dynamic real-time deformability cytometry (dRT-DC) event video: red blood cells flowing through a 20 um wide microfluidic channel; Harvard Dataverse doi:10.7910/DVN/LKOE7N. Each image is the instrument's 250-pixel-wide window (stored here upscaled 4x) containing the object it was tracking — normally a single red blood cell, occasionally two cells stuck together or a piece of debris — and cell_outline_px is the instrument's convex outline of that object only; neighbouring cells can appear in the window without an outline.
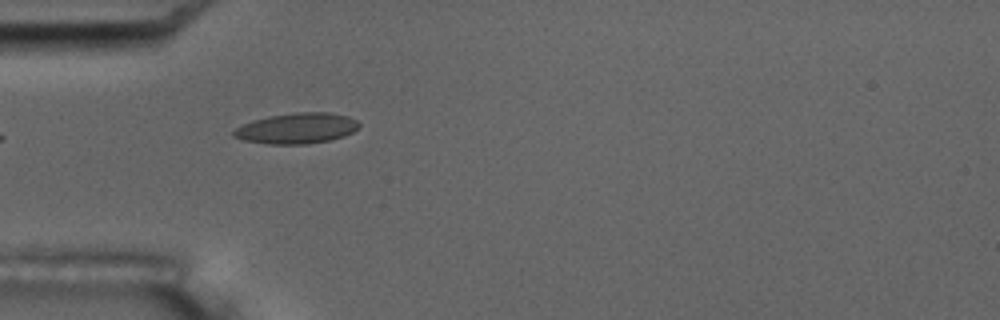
{"species": "common noctule bat (a hibernating species)", "species_latin": "Nyctalus noctula", "temperature_condition": "room temperature", "stored_images_in_passage": 6, "camera_frame_rate_fps": 3000, "um_per_image_px": 0.085, "animal": {"sex": "male", "body_mass_g": 17.5, "forearm_length_mm": 52.3}, "frame": {"image": 1, "passage_image": 5, "time_ms": 5.0, "image_size_px": [1000, 320], "cell_outline_px": [[360, 124], [352, 132], [344, 136], [332, 140], [304, 144], [268, 144], [244, 140], [232, 136], [232, 132], [236, 128], [252, 120], [268, 116], [296, 112], [328, 112], [348, 116], [356, 120]], "centroid_in_image_um": [25.22, 10.9], "position_along_channel_um": 59.8, "area_um2": 22.37}}